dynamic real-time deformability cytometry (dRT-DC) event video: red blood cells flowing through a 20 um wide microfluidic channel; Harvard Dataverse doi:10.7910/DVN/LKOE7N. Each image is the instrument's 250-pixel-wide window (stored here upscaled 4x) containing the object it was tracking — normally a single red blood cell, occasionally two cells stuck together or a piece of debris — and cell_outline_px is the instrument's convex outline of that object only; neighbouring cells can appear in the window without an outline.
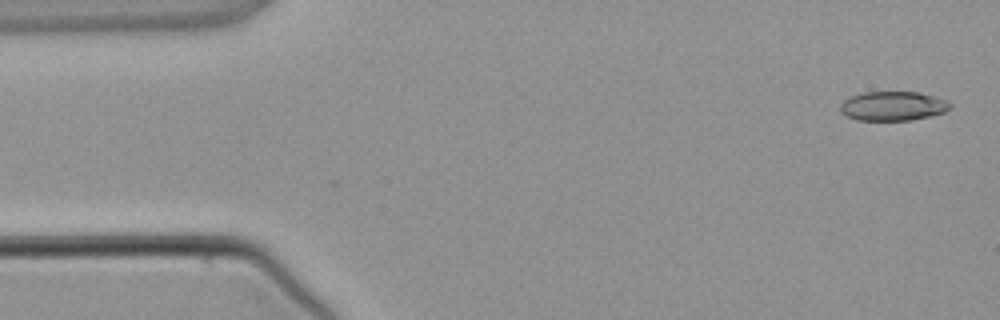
{"species": "common noctule bat (a hibernating species)", "species_latin": "Nyctalus noctula", "temperature_condition": "warm", "stored_images_in_passage": 3, "camera_frame_rate_fps": 3000, "um_per_image_px": 0.085, "animal": {"sex": "male", "body_mass_g": 21.5, "forearm_length_mm": 52.0}, "frame": {"image": 1, "passage_image": 1, "time_ms": 0.0, "image_size_px": [1000, 320], "cell_outline_px": [[952, 108], [944, 112], [912, 120], [856, 120], [840, 112], [840, 104], [844, 100], [852, 96], [864, 92], [916, 92], [948, 100], [952, 104]], "centroid_in_image_um": [75.91, 9.01], "position_along_channel_um": 9.1, "area_um2": 18.67}}
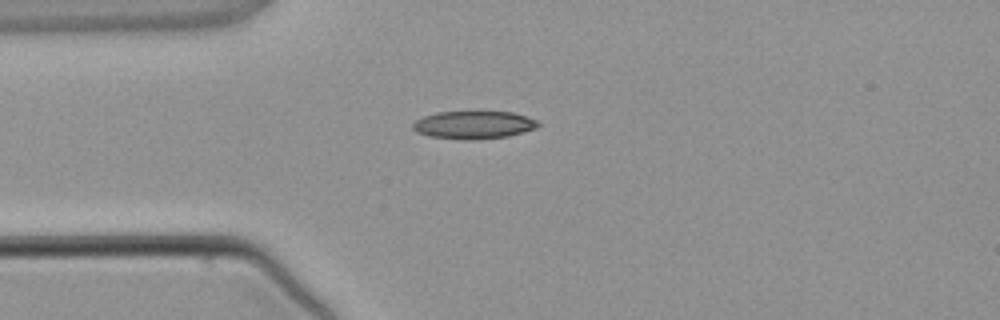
{"frame": {"image": 2, "passage_image": 3, "time_ms": 3.0, "image_size_px": [1000, 320], "cell_outline_px": [[540, 124], [536, 128], [524, 132], [508, 136], [472, 140], [464, 140], [428, 136], [416, 132], [412, 128], [412, 124], [416, 120], [424, 116], [436, 112], [512, 112], [540, 120]], "centroid_in_image_um": [40.28, 10.62], "position_along_channel_um": 44.7, "area_um2": 20.46}}